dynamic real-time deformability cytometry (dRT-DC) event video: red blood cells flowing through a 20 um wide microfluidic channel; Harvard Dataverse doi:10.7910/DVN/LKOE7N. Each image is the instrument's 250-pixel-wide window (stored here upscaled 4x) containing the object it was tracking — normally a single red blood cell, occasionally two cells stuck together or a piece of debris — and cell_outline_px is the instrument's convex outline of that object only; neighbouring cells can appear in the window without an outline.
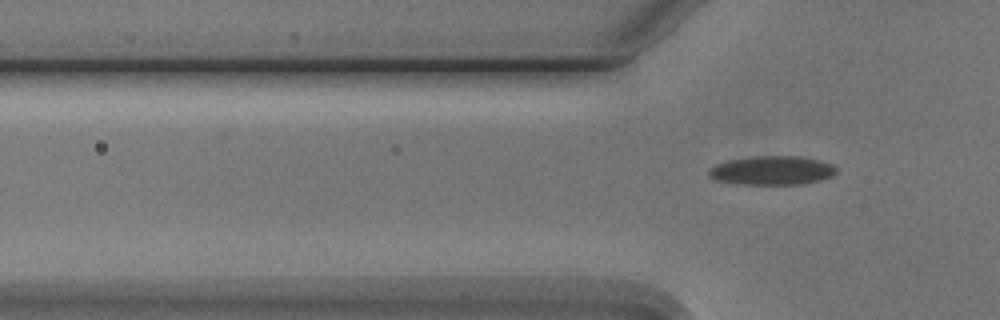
{"species": "Egyptian fruit bat (a non-hibernating species)", "species_latin": "Rousettus aegyptiacus", "temperature_condition": "cold", "stored_images_in_passage": 5, "camera_frame_rate_fps": 3000, "um_per_image_px": 0.085, "animal": {"sex": "male"}, "frame": {"image": 1, "passage_image": 5, "time_ms": 5.333, "image_size_px": [1000, 320], "cell_outline_px": [[836, 172], [832, 176], [820, 180], [800, 184], [736, 184], [716, 180], [708, 176], [708, 168], [716, 164], [728, 160], [752, 156], [800, 156], [820, 160], [832, 164], [836, 168]], "centroid_in_image_um": [65.59, 14.48], "position_along_channel_um": 60.2, "area_um2": 21.62}}